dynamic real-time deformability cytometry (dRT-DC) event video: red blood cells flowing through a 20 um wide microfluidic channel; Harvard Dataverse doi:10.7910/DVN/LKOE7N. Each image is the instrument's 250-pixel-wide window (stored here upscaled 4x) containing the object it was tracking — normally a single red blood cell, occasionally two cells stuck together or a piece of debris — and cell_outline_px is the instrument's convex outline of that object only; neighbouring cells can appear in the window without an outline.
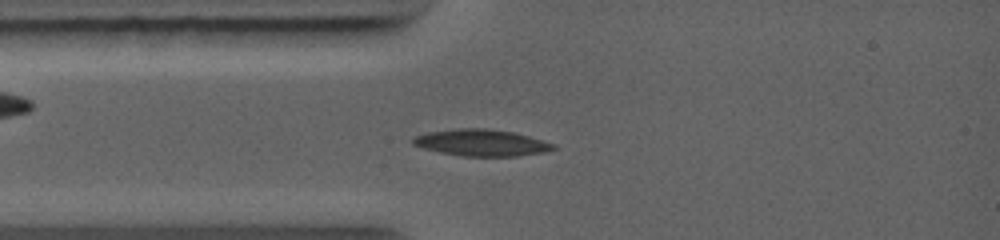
{"species": "common noctule bat (a hibernating species)", "species_latin": "Nyctalus noctula", "temperature_condition": "warm", "stored_images_in_passage": 4, "camera_frame_rate_fps": 5000, "um_per_image_px": 0.085, "animal": {"sex": "female", "body_mass_g": 19.0, "forearm_length_mm": 56.7}, "frame": {"image": 1, "passage_image": 4, "time_ms": 2.2, "image_size_px": [1000, 240], "cell_outline_px": [[556, 148], [544, 152], [516, 156], [460, 156], [440, 152], [424, 148], [412, 144], [412, 140], [416, 136], [428, 132], [460, 128], [484, 128], [512, 132], [528, 136], [556, 144]], "centroid_in_image_um": [40.93, 12.13], "position_along_channel_um": 44.1, "area_um2": 21.56}}